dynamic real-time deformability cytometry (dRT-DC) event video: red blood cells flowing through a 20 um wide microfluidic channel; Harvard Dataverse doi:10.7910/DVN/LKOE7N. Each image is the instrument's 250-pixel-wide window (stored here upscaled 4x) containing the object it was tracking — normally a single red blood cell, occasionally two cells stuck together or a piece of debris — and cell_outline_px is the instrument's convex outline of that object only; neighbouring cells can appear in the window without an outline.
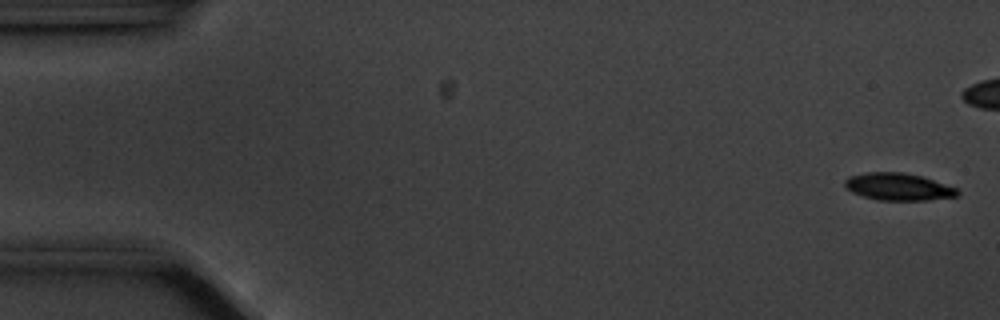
{"species": "common noctule bat (a hibernating species)", "species_latin": "Nyctalus noctula", "temperature_condition": "cold", "stored_images_in_passage": 58, "camera_frame_rate_fps": 3000, "um_per_image_px": 0.085, "animal": {"sex": "male", "body_mass_g": 20.1, "forearm_length_mm": 53.5}, "frame": {"image": 1, "passage_image": 2, "time_ms": 0.333, "image_size_px": [1000, 320], "cell_outline_px": [[960, 192], [956, 196], [928, 200], [876, 200], [852, 192], [844, 188], [844, 180], [848, 176], [868, 172], [904, 172], [924, 176], [960, 188]], "centroid_in_image_um": [76.38, 15.86], "position_along_channel_um": 8.6, "area_um2": 18.26}}
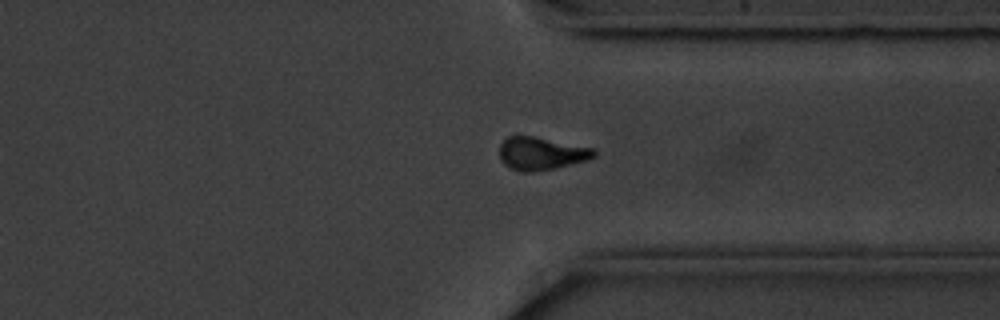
{"frame": {"image": 2, "passage_image": 43, "time_ms": 14.0, "image_size_px": [1000, 320], "cell_outline_px": [[596, 156], [588, 160], [556, 168], [532, 172], [520, 172], [504, 164], [500, 160], [500, 144], [508, 136], [536, 136], [592, 148], [596, 152]], "centroid_in_image_um": [46.0, 13.05], "position_along_channel_um": 365.4, "area_um2": 18.15}}
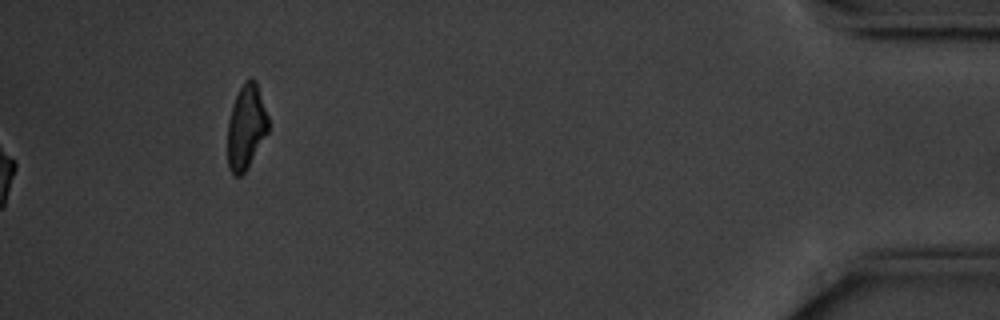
{"frame": {"image": 3, "passage_image": 58, "time_ms": 19.0, "image_size_px": [1000, 320], "cell_outline_px": [[268, 132], [244, 172], [240, 176], [232, 176], [228, 168], [228, 120], [232, 104], [244, 80], [248, 76], [252, 76], [256, 80], [268, 116]], "centroid_in_image_um": [20.91, 10.75], "position_along_channel_um": 414.3, "area_um2": 20.11}}